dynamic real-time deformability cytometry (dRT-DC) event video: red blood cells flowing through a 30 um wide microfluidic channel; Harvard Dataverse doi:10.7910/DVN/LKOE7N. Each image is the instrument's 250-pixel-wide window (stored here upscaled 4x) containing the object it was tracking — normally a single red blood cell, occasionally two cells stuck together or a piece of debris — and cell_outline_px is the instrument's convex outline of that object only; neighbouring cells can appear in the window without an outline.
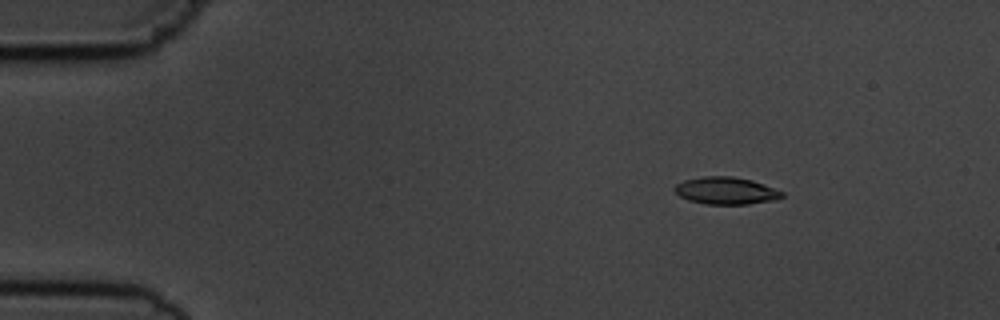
{"species": "common noctule bat (a hibernating species)", "species_latin": "Nyctalus noctula", "temperature_condition": "cold", "stored_images_in_passage": 8, "camera_frame_rate_fps": 3000, "um_per_image_px": 0.085, "animal": {"sex": "male", "body_mass_g": 19.5, "forearm_length_mm": 54.6}, "frame": {"image": 1, "passage_image": 3, "time_ms": 2.333, "image_size_px": [1000, 320], "cell_outline_px": [[784, 196], [776, 200], [748, 204], [704, 204], [688, 200], [680, 196], [672, 188], [676, 184], [684, 180], [704, 176], [732, 176], [752, 180], [784, 192]], "centroid_in_image_um": [61.7, 16.21], "position_along_channel_um": 23.3, "area_um2": 17.11}}
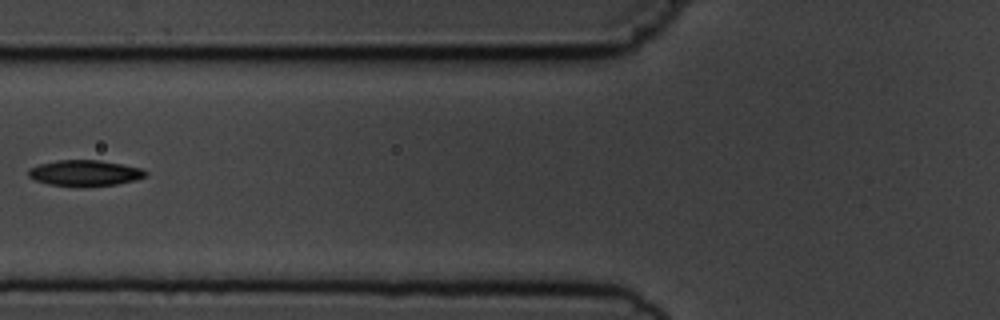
{"frame": {"image": 2, "passage_image": 7, "time_ms": 7.0, "image_size_px": [1000, 320], "cell_outline_px": [[148, 176], [136, 180], [116, 184], [80, 188], [48, 184], [36, 180], [28, 176], [28, 168], [40, 164], [56, 160], [100, 160], [140, 168], [148, 172]], "centroid_in_image_um": [7.21, 14.73], "position_along_channel_um": 118.6, "area_um2": 17.98}}
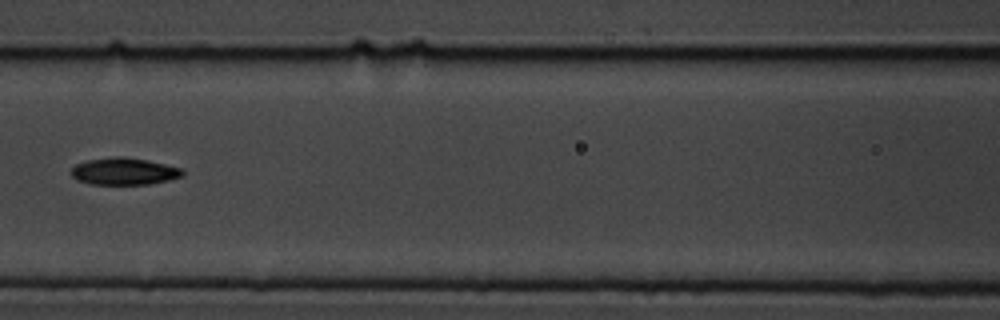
{"frame": {"image": 3, "passage_image": 8, "time_ms": 8.0, "image_size_px": [1000, 320], "cell_outline_px": [[184, 176], [168, 180], [148, 184], [92, 184], [76, 180], [68, 172], [76, 164], [88, 160], [116, 156], [120, 156], [148, 160], [180, 168], [184, 172]], "centroid_in_image_um": [10.51, 14.56], "position_along_channel_um": 156.1, "area_um2": 17.51}}